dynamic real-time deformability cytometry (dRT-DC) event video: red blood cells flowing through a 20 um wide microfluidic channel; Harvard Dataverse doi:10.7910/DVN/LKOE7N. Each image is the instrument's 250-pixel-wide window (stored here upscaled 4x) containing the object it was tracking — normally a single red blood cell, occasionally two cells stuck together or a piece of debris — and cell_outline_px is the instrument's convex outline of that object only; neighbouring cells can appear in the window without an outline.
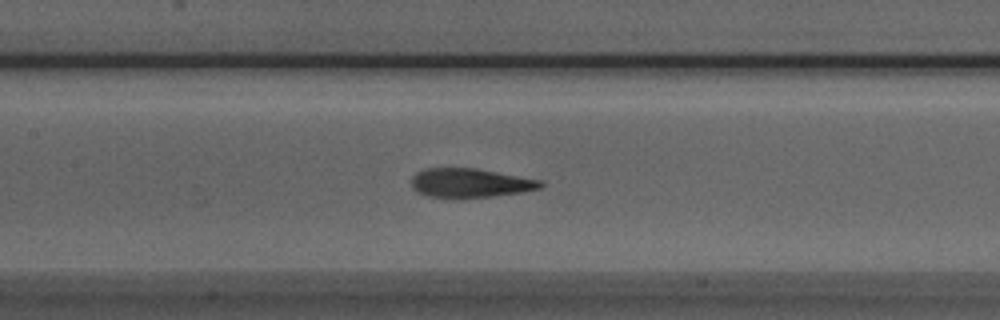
{"species": "Egyptian fruit bat (a non-hibernating species)", "species_latin": "Rousettus aegyptiacus", "temperature_condition": "room temperature", "stored_images_in_passage": 44, "camera_frame_rate_fps": 3000, "um_per_image_px": 0.085, "animal": {"sex": "male"}, "frame": {"image": 1, "passage_image": 20, "time_ms": 6.333, "image_size_px": [1000, 320], "cell_outline_px": [[544, 184], [540, 188], [524, 192], [492, 196], [428, 196], [416, 192], [412, 188], [412, 176], [416, 172], [424, 168], [476, 168], [544, 180]], "centroid_in_image_um": [40.0, 15.52], "position_along_channel_um": 167.4, "area_um2": 21.68}}
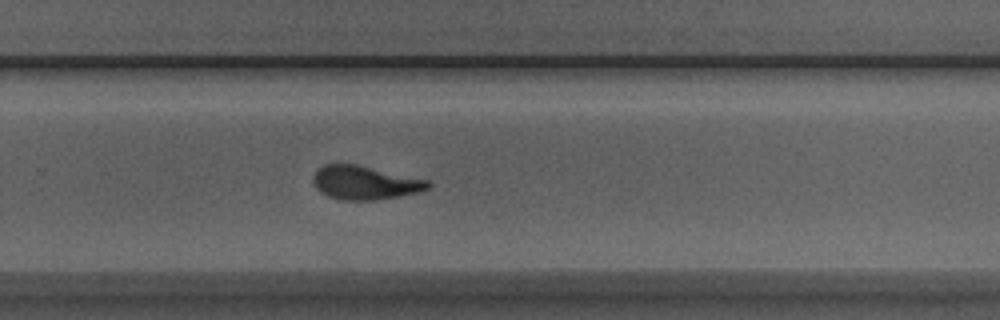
{"frame": {"image": 2, "passage_image": 30, "time_ms": 9.667, "image_size_px": [1000, 320], "cell_outline_px": [[432, 184], [428, 188], [416, 192], [376, 200], [340, 200], [328, 196], [320, 192], [316, 188], [312, 180], [312, 176], [324, 164], [356, 164], [432, 180]], "centroid_in_image_um": [31.02, 15.52], "position_along_channel_um": 298.8, "area_um2": 22.6}}
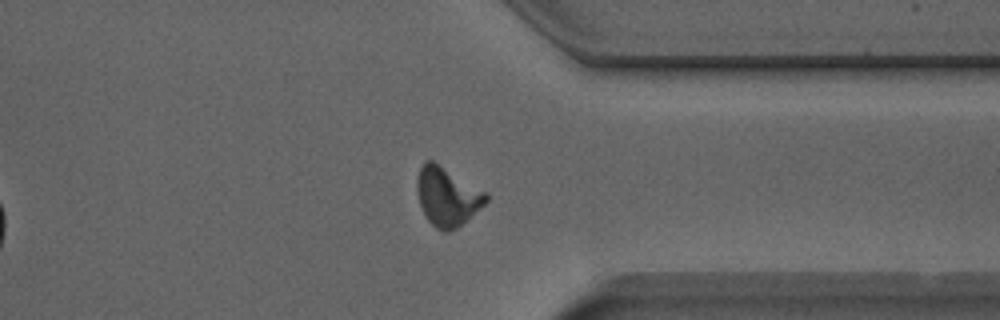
{"frame": {"image": 3, "passage_image": 36, "time_ms": 11.667, "image_size_px": [1000, 320], "cell_outline_px": [[488, 200], [484, 204], [456, 228], [448, 232], [444, 232], [436, 228], [428, 220], [420, 204], [416, 192], [416, 180], [420, 168], [424, 160], [432, 160], [488, 192]], "centroid_in_image_um": [38.0, 16.68], "position_along_channel_um": 373.4, "area_um2": 23.52}}